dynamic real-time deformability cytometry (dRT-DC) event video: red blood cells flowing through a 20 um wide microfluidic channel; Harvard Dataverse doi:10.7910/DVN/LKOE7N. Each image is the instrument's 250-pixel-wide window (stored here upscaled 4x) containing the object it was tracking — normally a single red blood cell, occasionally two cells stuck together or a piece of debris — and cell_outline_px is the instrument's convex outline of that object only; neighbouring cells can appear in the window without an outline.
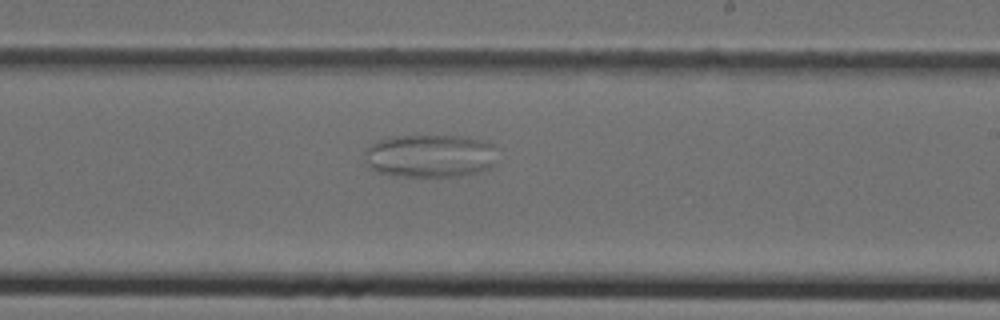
{"species": "Egyptian fruit bat (a non-hibernating species)", "species_latin": "Rousettus aegyptiacus", "temperature_condition": "cold", "stored_images_in_passage": 42, "camera_frame_rate_fps": 3000, "um_per_image_px": 0.085, "animal": {"sex": "female"}, "frame": {"image": 1, "passage_image": 23, "time_ms": 7.333, "image_size_px": [1000, 320], "cell_outline_px": [[492, 168], [480, 172], [456, 176], [392, 176], [376, 172], [368, 168], [364, 152], [376, 140], [392, 136], [460, 136], [488, 140], [492, 144]], "centroid_in_image_um": [36.49, 13.25], "position_along_channel_um": 252.5, "area_um2": 33.41}}
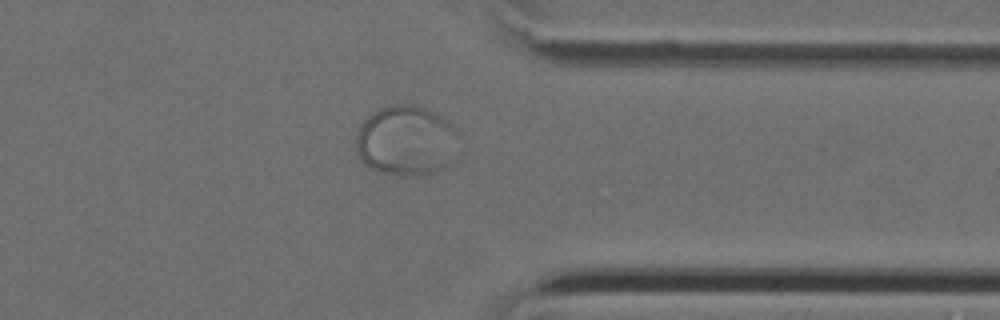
{"frame": {"image": 2, "passage_image": 32, "time_ms": 10.333, "image_size_px": [1000, 320], "cell_outline_px": [[456, 132], [452, 164], [436, 172], [412, 176], [400, 176], [376, 172], [368, 168], [360, 160], [356, 152], [356, 132], [360, 124], [372, 112], [388, 104], [416, 104], [440, 116], [452, 124], [456, 128]], "centroid_in_image_um": [34.46, 11.97], "position_along_channel_um": 376.9, "area_um2": 42.54}}
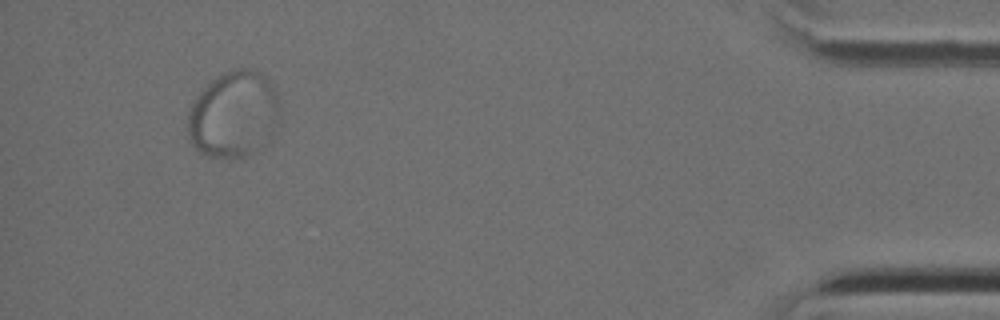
{"frame": {"image": 3, "passage_image": 39, "time_ms": 12.667, "image_size_px": [1000, 320], "cell_outline_px": [[280, 108], [252, 152], [244, 156], [208, 156], [200, 152], [192, 144], [188, 132], [188, 112], [196, 96], [216, 76], [232, 68], [252, 68], [260, 72], [272, 84], [280, 104]], "centroid_in_image_um": [19.76, 9.62], "position_along_channel_um": 415.4, "area_um2": 44.39}}